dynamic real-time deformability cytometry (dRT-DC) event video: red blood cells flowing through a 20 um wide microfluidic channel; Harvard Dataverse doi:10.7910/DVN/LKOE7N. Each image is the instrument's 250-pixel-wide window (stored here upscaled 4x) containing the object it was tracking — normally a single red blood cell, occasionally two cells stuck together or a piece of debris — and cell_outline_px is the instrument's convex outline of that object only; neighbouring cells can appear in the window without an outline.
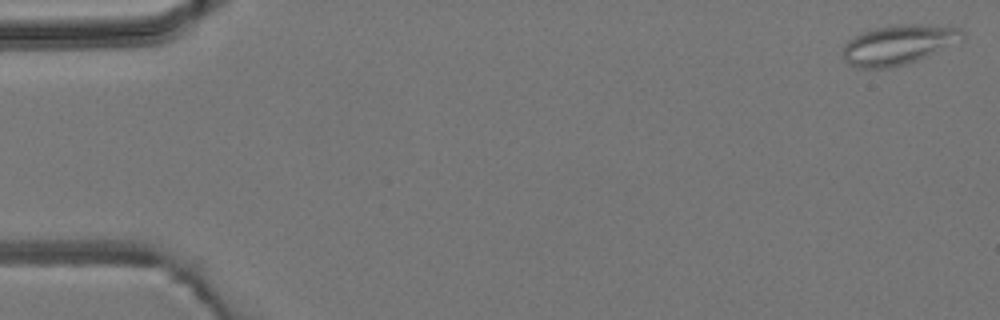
{"species": "common noctule bat (a hibernating species)", "species_latin": "Nyctalus noctula", "temperature_condition": "room temperature", "stored_images_in_passage": 5, "camera_frame_rate_fps": 3000, "um_per_image_px": 0.085, "animal": {"sex": "male", "body_mass_g": 19.2, "forearm_length_mm": 51.8}, "frame": {"image": 1, "passage_image": 1, "time_ms": 0.0, "image_size_px": [1000, 320], "cell_outline_px": [[964, 40], [908, 64], [888, 68], [856, 68], [844, 60], [844, 44], [848, 40], [860, 32], [876, 28], [900, 24], [920, 24], [960, 28], [964, 32]], "centroid_in_image_um": [76.37, 3.8], "position_along_channel_um": 8.6, "area_um2": 27.69}}